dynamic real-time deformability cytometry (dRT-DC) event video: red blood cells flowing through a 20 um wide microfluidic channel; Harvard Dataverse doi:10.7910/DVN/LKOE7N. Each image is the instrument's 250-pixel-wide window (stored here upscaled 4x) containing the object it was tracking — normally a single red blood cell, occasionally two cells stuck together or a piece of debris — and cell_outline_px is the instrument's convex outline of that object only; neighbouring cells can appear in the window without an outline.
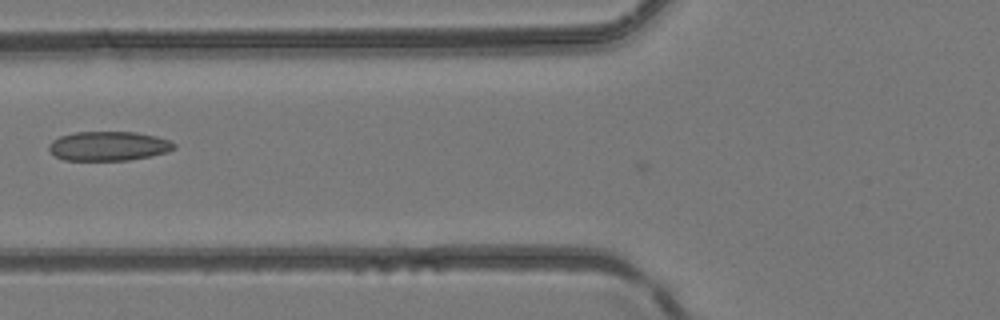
{"species": "common noctule bat (a hibernating species)", "species_latin": "Nyctalus noctula", "temperature_condition": "room temperature", "stored_images_in_passage": 25, "camera_frame_rate_fps": 3000, "um_per_image_px": 0.085, "animal": {"sex": "female", "body_mass_g": 24.6, "forearm_length_mm": 56.2}, "frame": {"image": 1, "passage_image": 16, "time_ms": 5.0, "image_size_px": [1000, 320], "cell_outline_px": [[176, 148], [168, 152], [152, 156], [128, 160], [64, 160], [56, 156], [48, 148], [48, 144], [52, 140], [60, 136], [76, 132], [136, 132], [156, 136], [168, 140], [176, 144]], "centroid_in_image_um": [9.25, 12.41], "position_along_channel_um": 116.6, "area_um2": 21.44}}
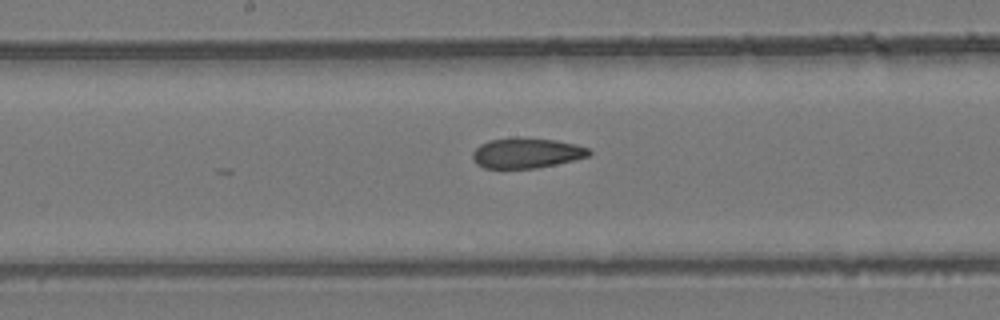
{"frame": {"image": 2, "passage_image": 22, "time_ms": 7.0, "image_size_px": [1000, 320], "cell_outline_px": [[592, 152], [588, 156], [556, 164], [536, 168], [484, 168], [476, 164], [472, 160], [472, 152], [480, 144], [488, 140], [556, 140], [576, 144], [588, 148]], "centroid_in_image_um": [44.73, 13.05], "position_along_channel_um": 203.5, "area_um2": 19.77}}
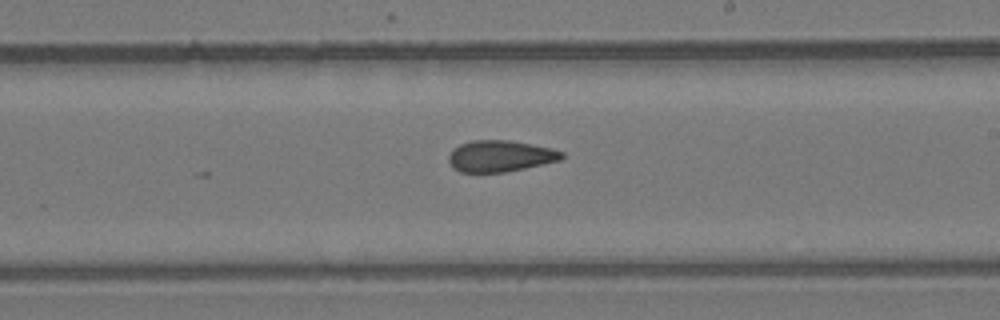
{"frame": {"image": 3, "passage_image": 25, "time_ms": 8.0, "image_size_px": [1000, 320], "cell_outline_px": [[564, 156], [560, 160], [524, 168], [504, 172], [460, 172], [452, 168], [448, 160], [448, 156], [452, 148], [460, 144], [472, 140], [508, 140], [532, 144], [552, 148], [564, 152]], "centroid_in_image_um": [42.49, 13.26], "position_along_channel_um": 246.5, "area_um2": 20.75}}